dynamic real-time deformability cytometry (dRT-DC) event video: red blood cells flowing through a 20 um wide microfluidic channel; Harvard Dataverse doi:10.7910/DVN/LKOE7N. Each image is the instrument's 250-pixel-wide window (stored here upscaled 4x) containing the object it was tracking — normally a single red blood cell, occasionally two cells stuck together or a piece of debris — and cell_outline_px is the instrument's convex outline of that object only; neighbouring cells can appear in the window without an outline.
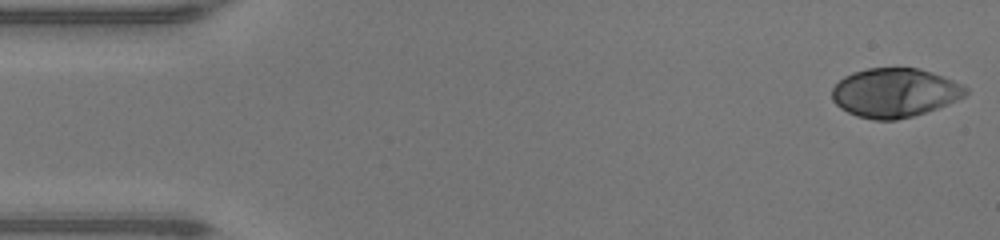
{"species": "human", "species_latin": "Homo sapiens", "temperature_condition": "warm", "stored_images_in_passage": 47, "camera_frame_rate_fps": 3000, "um_per_image_px": 0.085, "donor": {"sex": "male"}, "frame": {"image": 1, "passage_image": 1, "time_ms": 0.0, "image_size_px": [1000, 240], "cell_outline_px": [[968, 92], [964, 96], [948, 104], [912, 116], [896, 120], [872, 120], [856, 116], [840, 108], [832, 100], [832, 88], [844, 76], [852, 72], [868, 68], [920, 68], [932, 72], [952, 80], [968, 88]], "centroid_in_image_um": [76.02, 7.88], "position_along_channel_um": 9.0, "area_um2": 38.15}}
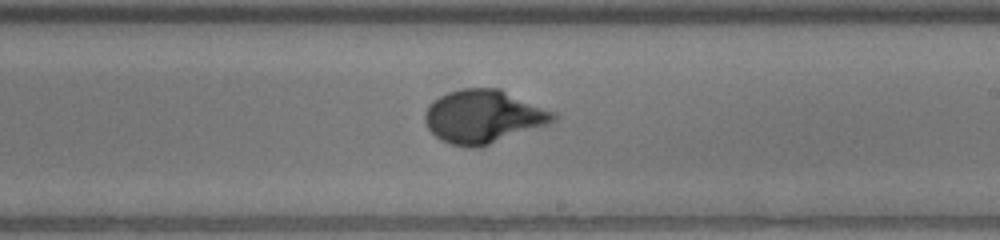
{"frame": {"image": 2, "passage_image": 27, "time_ms": 8.667, "image_size_px": [1000, 240], "cell_outline_px": [[556, 120], [548, 124], [480, 148], [468, 148], [452, 144], [440, 140], [428, 128], [424, 120], [424, 112], [428, 104], [440, 96], [448, 92], [464, 88], [500, 88], [556, 112]], "centroid_in_image_um": [41.09, 9.91], "position_along_channel_um": 247.9, "area_um2": 40.11}}
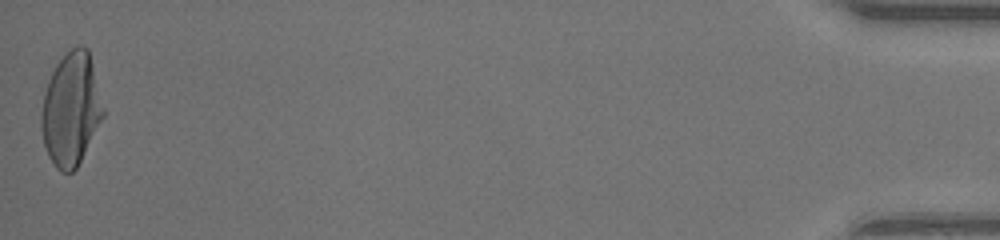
{"frame": {"image": 3, "passage_image": 47, "time_ms": 15.333, "image_size_px": [1000, 240], "cell_outline_px": [[104, 116], [76, 168], [72, 172], [60, 172], [56, 168], [48, 156], [44, 144], [40, 128], [40, 112], [44, 92], [48, 80], [56, 64], [76, 44], [80, 44], [88, 48], [104, 108]], "centroid_in_image_um": [6.02, 9.29], "position_along_channel_um": 429.2, "area_um2": 40.75}, "authors_computed_cell_mechanics": {"area_um2": 38.3792, "velocity_mm_per_s": 4.317, "shape_relaxation_time_tau1_ms": 3.8767, "shape_relaxation_time_tau2_ms": null, "deformation_change_tau1": 0.2509, "deformation_change_tau2": null}}